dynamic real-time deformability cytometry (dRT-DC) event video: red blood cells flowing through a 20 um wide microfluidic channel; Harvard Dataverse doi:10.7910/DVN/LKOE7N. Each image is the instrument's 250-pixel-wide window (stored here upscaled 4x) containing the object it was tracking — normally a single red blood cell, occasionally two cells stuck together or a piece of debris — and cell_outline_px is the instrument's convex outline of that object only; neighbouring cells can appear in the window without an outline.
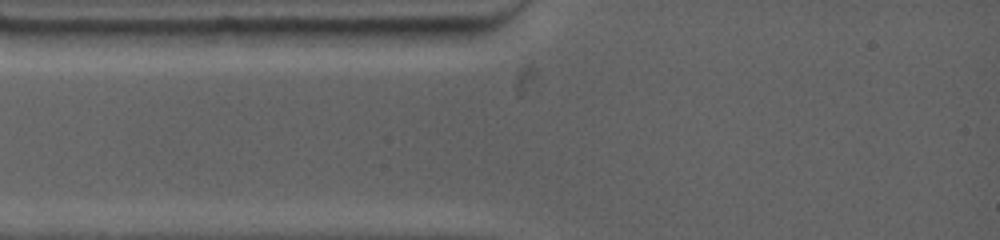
{"species": "common noctule bat (a hibernating species)", "species_latin": "Nyctalus noctula", "temperature_condition": "warm", "stored_images_in_passage": 5, "segment_of_instrument_passage": [1, 2], "camera_frame_rate_fps": 4500, "um_per_image_px": 0.085, "animal": {"sex": "female", "body_mass_g": 19.0, "forearm_length_mm": 53.3}, "frame": {"image": 1, "passage_image": 1, "time_ms": 0.0, "image_size_px": [1000, 240], "cell_outline_px": [[476, 32], [468, 44], [328, 44], [316, 28], [472, 28]], "centroid_in_image_um": [33.76, 3.05], "position_along_channel_um": 51.2, "area_um2": 17.4}}